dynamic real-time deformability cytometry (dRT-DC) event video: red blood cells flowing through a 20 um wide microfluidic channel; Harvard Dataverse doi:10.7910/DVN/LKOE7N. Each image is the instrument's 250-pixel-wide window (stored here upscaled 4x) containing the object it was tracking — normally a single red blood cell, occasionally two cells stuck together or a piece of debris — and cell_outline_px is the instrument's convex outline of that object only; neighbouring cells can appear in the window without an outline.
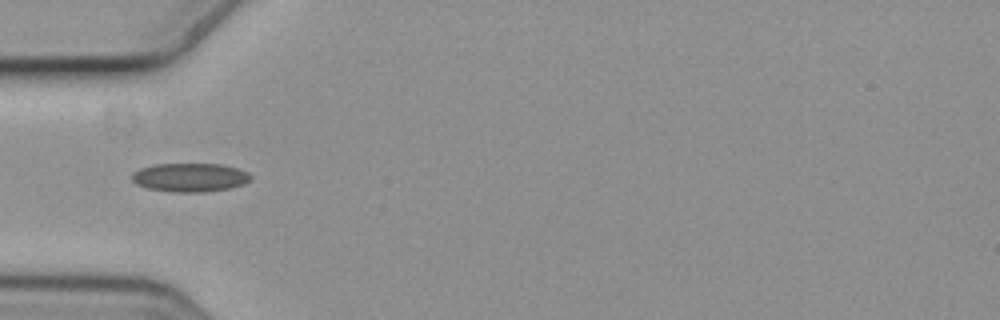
{"species": "common noctule bat (a hibernating species)", "species_latin": "Nyctalus noctula", "temperature_condition": "cold", "stored_images_in_passage": 3, "camera_frame_rate_fps": 3000, "um_per_image_px": 0.085, "animal": {"sex": "female", "body_mass_g": 19.3, "forearm_length_mm": 54.1}, "frame": {"image": 1, "passage_image": 2, "time_ms": 0.333, "image_size_px": [1000, 320], "cell_outline_px": [[252, 180], [244, 184], [232, 188], [204, 192], [172, 192], [148, 188], [136, 184], [132, 180], [132, 172], [140, 168], [156, 164], [224, 164], [248, 172], [252, 176]], "centroid_in_image_um": [16.18, 15.08], "position_along_channel_um": 68.8, "area_um2": 20.06}}
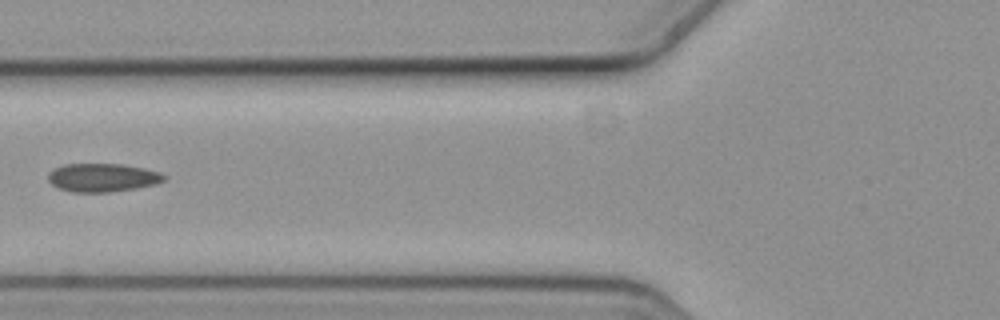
{"frame": {"image": 2, "passage_image": 3, "time_ms": 0.667, "image_size_px": [1000, 320], "cell_outline_px": [[164, 180], [156, 184], [136, 188], [108, 192], [72, 192], [60, 188], [52, 184], [48, 180], [48, 172], [64, 164], [124, 164], [144, 168], [160, 172], [164, 176]], "centroid_in_image_um": [8.71, 15.09], "position_along_channel_um": 117.1, "area_um2": 19.07}}